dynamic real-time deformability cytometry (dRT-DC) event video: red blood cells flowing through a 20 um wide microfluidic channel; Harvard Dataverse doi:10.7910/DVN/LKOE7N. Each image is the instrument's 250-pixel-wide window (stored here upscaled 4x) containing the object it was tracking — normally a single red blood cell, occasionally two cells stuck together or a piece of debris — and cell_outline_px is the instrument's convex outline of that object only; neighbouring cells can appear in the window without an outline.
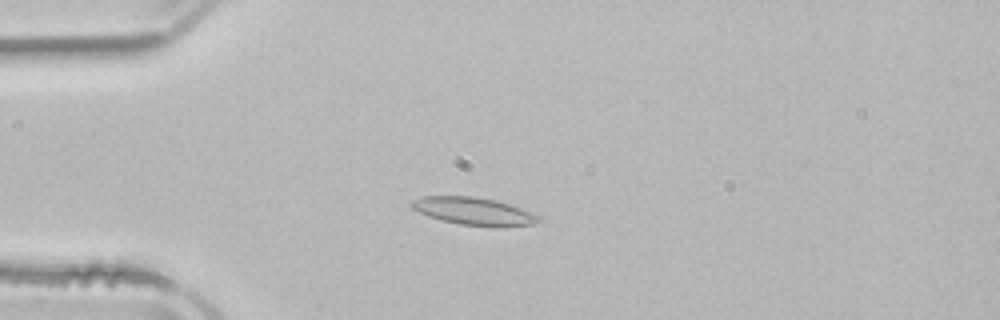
{"species": "common noctule bat (a hibernating species)", "species_latin": "Nyctalus noctula", "temperature_condition": "room temperature", "stored_images_in_passage": 53, "camera_frame_rate_fps": 3000, "um_per_image_px": 0.085, "animal": {"sex": "male", "body_mass_g": 21.5, "forearm_length_mm": 52.0}, "frame": {"image": 1, "passage_image": 14, "time_ms": 4.333, "image_size_px": [1000, 320], "cell_outline_px": [[540, 220], [532, 224], [500, 228], [492, 228], [460, 224], [440, 220], [428, 216], [412, 208], [408, 204], [412, 200], [424, 196], [472, 196], [496, 200], [536, 212], [540, 216]], "centroid_in_image_um": [40.32, 17.97], "position_along_channel_um": 44.7, "area_um2": 20.92}}
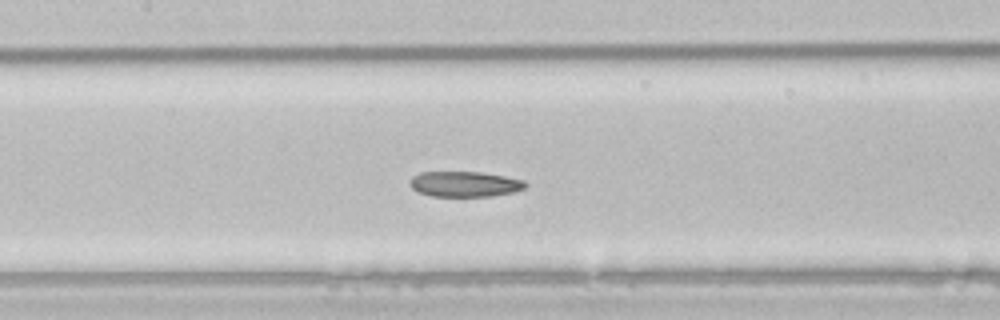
{"frame": {"image": 2, "passage_image": 25, "time_ms": 8.0, "image_size_px": [1000, 320], "cell_outline_px": [[528, 184], [524, 188], [512, 192], [492, 196], [432, 196], [420, 192], [412, 188], [408, 184], [412, 176], [420, 172], [480, 172], [504, 176], [524, 180]], "centroid_in_image_um": [39.49, 15.64], "position_along_channel_um": 167.9, "area_um2": 17.05}}
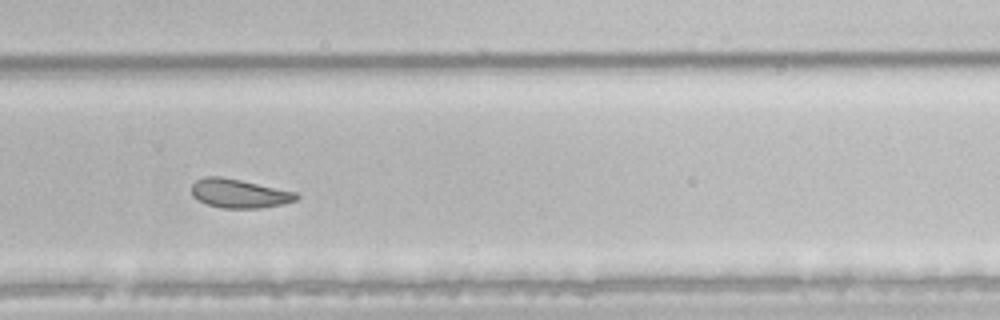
{"frame": {"image": 3, "passage_image": 36, "time_ms": 11.667, "image_size_px": [1000, 320], "cell_outline_px": [[300, 196], [296, 200], [284, 204], [260, 208], [224, 208], [208, 204], [192, 196], [192, 184], [196, 180], [204, 176], [220, 176], [240, 180], [296, 192]], "centroid_in_image_um": [20.34, 16.44], "position_along_channel_um": 309.5, "area_um2": 17.51}, "authors_computed_cell_mechanics": {"area_um2": 19.9988, "velocity_mm_per_s": 3.8833, "shape_relaxation_time_tau1_ms": null, "shape_relaxation_time_tau2_ms": 5.4722, "deformation_change_tau1": null, "deformation_change_tau2": 0.1262}}